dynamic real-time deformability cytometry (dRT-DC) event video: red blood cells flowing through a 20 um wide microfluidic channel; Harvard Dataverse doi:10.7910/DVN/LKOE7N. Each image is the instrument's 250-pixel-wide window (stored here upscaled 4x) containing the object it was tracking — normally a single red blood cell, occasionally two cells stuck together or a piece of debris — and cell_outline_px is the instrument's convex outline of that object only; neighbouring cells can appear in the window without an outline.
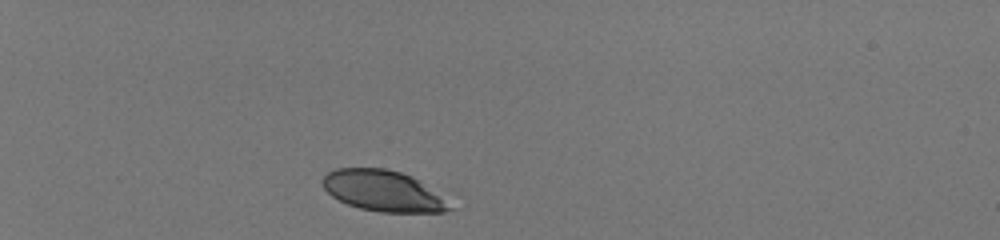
{"species": "human", "species_latin": "Homo sapiens", "temperature_condition": "room temperature", "stored_images_in_passage": 33, "camera_frame_rate_fps": 3000, "um_per_image_px": 0.085, "donor": {"sex": "male"}, "frame": {"image": 1, "passage_image": 1, "time_ms": 0.0, "image_size_px": [1000, 240], "cell_outline_px": [[456, 208], [444, 212], [380, 212], [360, 208], [348, 204], [332, 196], [324, 188], [320, 180], [328, 172], [336, 168], [384, 168], [400, 172], [412, 176]], "centroid_in_image_um": [32.53, 16.23], "position_along_channel_um": 52.5, "area_um2": 29.94}}
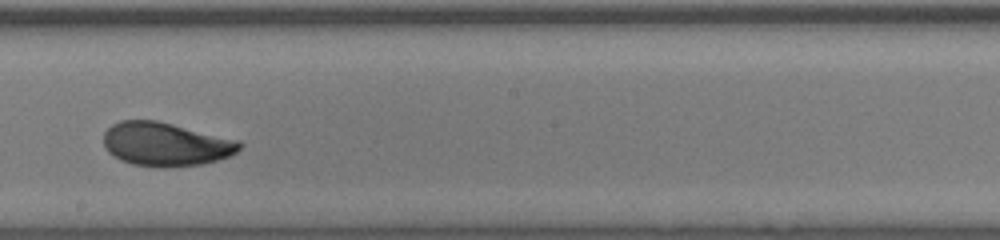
{"frame": {"image": 2, "passage_image": 19, "time_ms": 6.0, "image_size_px": [1000, 240], "cell_outline_px": [[244, 144], [236, 152], [228, 156], [204, 164], [168, 168], [164, 168], [132, 164], [120, 160], [108, 152], [104, 144], [104, 132], [112, 124], [120, 120], [156, 120], [240, 140]], "centroid_in_image_um": [14.09, 12.26], "position_along_channel_um": 234.1, "area_um2": 34.8}}
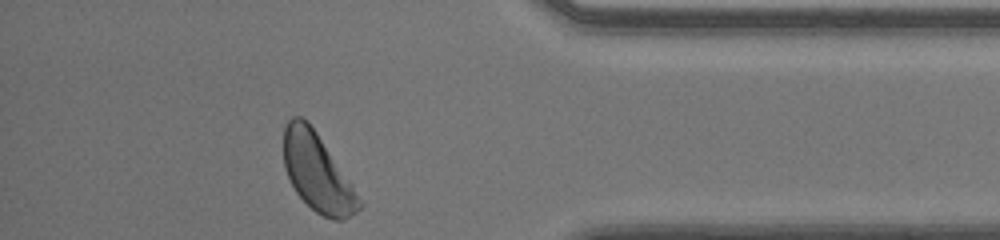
{"frame": {"image": 3, "passage_image": 33, "time_ms": 10.667, "image_size_px": [1000, 240], "cell_outline_px": [[364, 204], [356, 212], [344, 220], [336, 220], [324, 216], [316, 212], [296, 192], [284, 168], [284, 124], [292, 116], [300, 116], [308, 120], [352, 184]], "centroid_in_image_um": [26.97, 14.64], "position_along_channel_um": 408.2, "area_um2": 33.93}, "authors_computed_cell_mechanics": {"area_um2": 33.8708, "velocity_mm_per_s": 4.0533, "shape_relaxation_time_tau1_ms": 2.2405, "shape_relaxation_time_tau2_ms": null, "deformation_change_tau1": 0.1167, "deformation_change_tau2": null}}